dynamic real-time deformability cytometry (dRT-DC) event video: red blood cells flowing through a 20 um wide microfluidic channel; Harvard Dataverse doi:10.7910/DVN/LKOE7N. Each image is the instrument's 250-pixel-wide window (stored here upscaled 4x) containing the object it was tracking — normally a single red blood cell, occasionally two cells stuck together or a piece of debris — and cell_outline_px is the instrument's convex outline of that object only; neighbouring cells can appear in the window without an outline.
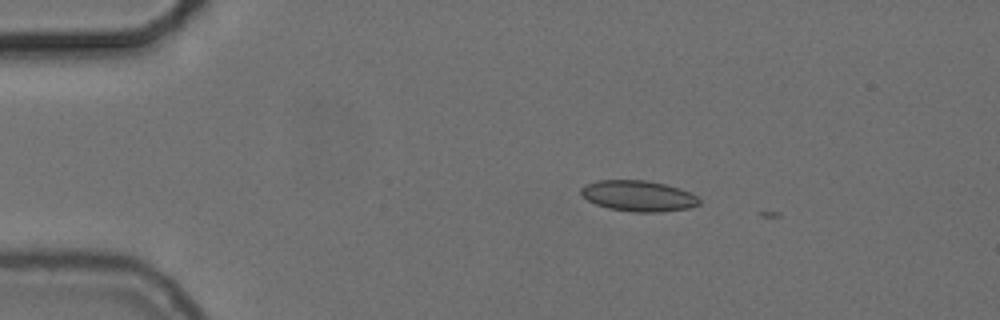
{"species": "common noctule bat (a hibernating species)", "species_latin": "Nyctalus noctula", "temperature_condition": "cold", "stored_images_in_passage": 3, "camera_frame_rate_fps": 3000, "um_per_image_px": 0.085, "animal": {"sex": "female", "body_mass_g": 24.6, "forearm_length_mm": 56.2}, "frame": {"image": 1, "passage_image": 1, "time_ms": 0.0, "image_size_px": [1000, 320], "cell_outline_px": [[700, 204], [688, 208], [660, 212], [632, 212], [608, 208], [596, 204], [588, 200], [580, 192], [580, 188], [584, 184], [596, 180], [644, 180], [664, 184], [680, 188], [696, 196], [700, 200]], "centroid_in_image_um": [54.23, 16.65], "position_along_channel_um": 30.8, "area_um2": 21.21}}